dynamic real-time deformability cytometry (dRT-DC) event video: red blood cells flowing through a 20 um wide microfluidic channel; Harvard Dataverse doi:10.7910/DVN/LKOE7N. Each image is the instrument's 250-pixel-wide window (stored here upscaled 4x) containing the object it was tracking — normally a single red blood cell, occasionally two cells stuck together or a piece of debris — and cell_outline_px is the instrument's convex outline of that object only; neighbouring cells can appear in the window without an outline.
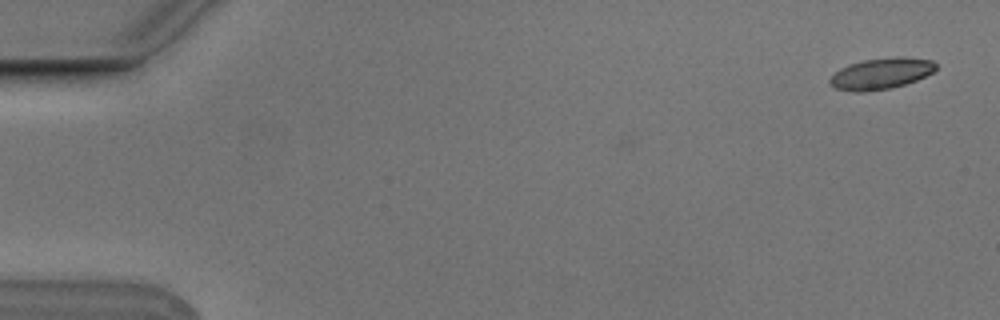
{"species": "Egyptian fruit bat (a non-hibernating species)", "species_latin": "Rousettus aegyptiacus", "temperature_condition": "cold", "stored_images_in_passage": 7, "camera_frame_rate_fps": 3000, "um_per_image_px": 0.085, "animal": {"sex": "male"}, "frame": {"image": 1, "passage_image": 1, "time_ms": 0.0, "image_size_px": [1000, 320], "cell_outline_px": [[936, 68], [932, 72], [916, 80], [892, 88], [864, 92], [856, 92], [836, 88], [828, 84], [828, 80], [840, 68], [848, 64], [864, 60], [896, 56], [900, 56], [932, 60], [936, 64]], "centroid_in_image_um": [74.86, 6.25], "position_along_channel_um": 10.1, "area_um2": 19.25}}
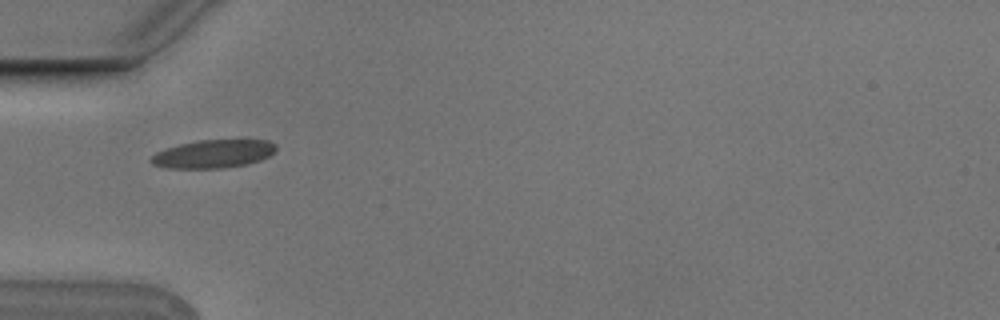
{"frame": {"image": 2, "passage_image": 5, "time_ms": 1.333, "image_size_px": [1000, 320], "cell_outline_px": [[276, 152], [260, 160], [244, 164], [224, 168], [168, 168], [152, 164], [148, 160], [156, 152], [180, 144], [200, 140], [268, 140], [276, 144]], "centroid_in_image_um": [18.14, 13.08], "position_along_channel_um": 66.9, "area_um2": 20.4}}
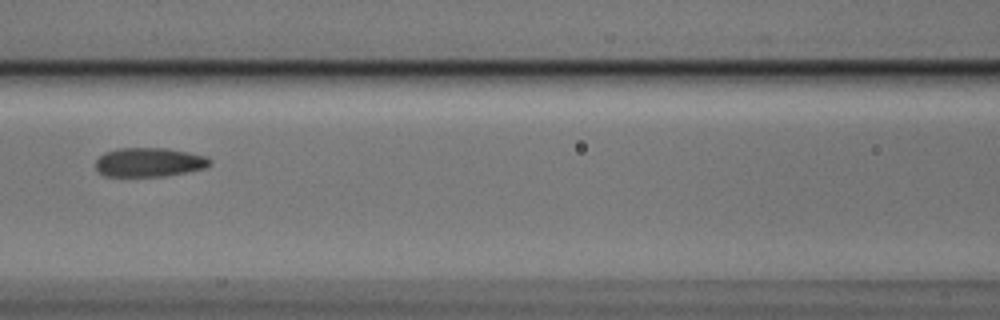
{"frame": {"image": 3, "passage_image": 7, "time_ms": 2.0, "image_size_px": [1000, 320], "cell_outline_px": [[212, 164], [208, 168], [164, 176], [104, 176], [96, 168], [96, 160], [104, 152], [120, 148], [168, 148], [208, 156], [212, 160]], "centroid_in_image_um": [12.74, 13.79], "position_along_channel_um": 153.9, "area_um2": 19.54}}